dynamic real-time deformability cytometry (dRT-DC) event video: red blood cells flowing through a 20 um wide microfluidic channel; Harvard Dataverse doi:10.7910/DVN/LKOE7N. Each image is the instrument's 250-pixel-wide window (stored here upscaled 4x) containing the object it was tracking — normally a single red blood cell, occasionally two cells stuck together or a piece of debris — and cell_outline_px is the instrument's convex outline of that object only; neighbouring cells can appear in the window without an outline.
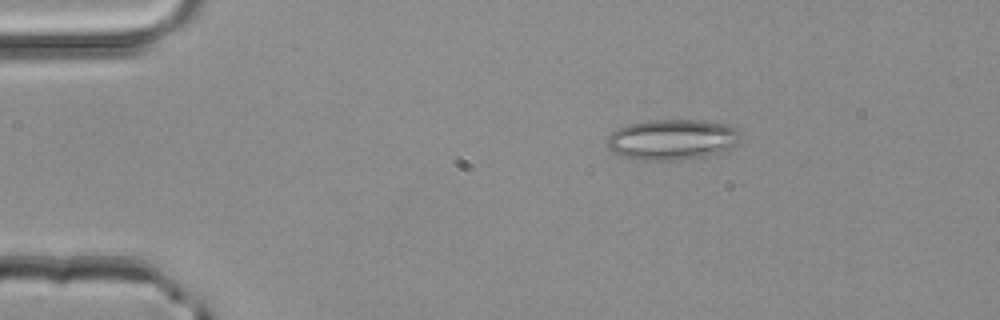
{"species": "common noctule bat (a hibernating species)", "species_latin": "Nyctalus noctula", "temperature_condition": "room temperature", "stored_images_in_passage": 3, "camera_frame_rate_fps": 3000, "um_per_image_px": 0.085, "animal": {"sex": "male", "body_mass_g": 20.4}, "frame": {"image": 1, "passage_image": 2, "time_ms": 0.333, "image_size_px": [1000, 320], "cell_outline_px": [[744, 136], [736, 144], [720, 152], [704, 156], [680, 160], [644, 160], [620, 156], [612, 152], [608, 148], [604, 140], [612, 132], [628, 124], [648, 120], [704, 120], [728, 124], [740, 128], [744, 132]], "centroid_in_image_um": [57.17, 11.85], "position_along_channel_um": 27.8, "area_um2": 32.14}}